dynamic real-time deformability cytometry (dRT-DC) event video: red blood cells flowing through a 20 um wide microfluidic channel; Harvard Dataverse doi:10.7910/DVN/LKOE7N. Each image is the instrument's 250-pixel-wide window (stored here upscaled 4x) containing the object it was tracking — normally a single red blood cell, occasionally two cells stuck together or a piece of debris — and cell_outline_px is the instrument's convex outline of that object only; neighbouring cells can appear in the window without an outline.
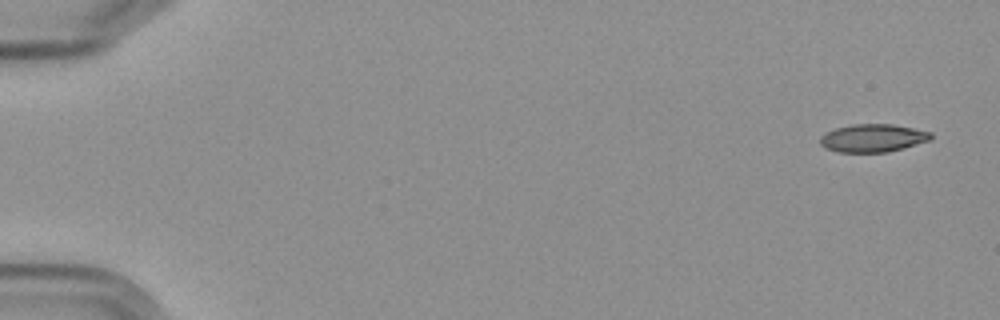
{"species": "Egyptian fruit bat (a non-hibernating species)", "species_latin": "Rousettus aegyptiacus", "temperature_condition": "cold", "stored_images_in_passage": 5, "camera_frame_rate_fps": 3000, "um_per_image_px": 0.085, "frame": {"image": 1, "passage_image": 1, "time_ms": 0.0, "image_size_px": [1000, 320], "cell_outline_px": [[932, 136], [928, 140], [904, 148], [888, 152], [840, 152], [828, 148], [820, 144], [820, 136], [824, 132], [836, 128], [852, 124], [892, 124], [932, 132]], "centroid_in_image_um": [74.17, 11.73], "position_along_channel_um": 10.8, "area_um2": 17.92}}